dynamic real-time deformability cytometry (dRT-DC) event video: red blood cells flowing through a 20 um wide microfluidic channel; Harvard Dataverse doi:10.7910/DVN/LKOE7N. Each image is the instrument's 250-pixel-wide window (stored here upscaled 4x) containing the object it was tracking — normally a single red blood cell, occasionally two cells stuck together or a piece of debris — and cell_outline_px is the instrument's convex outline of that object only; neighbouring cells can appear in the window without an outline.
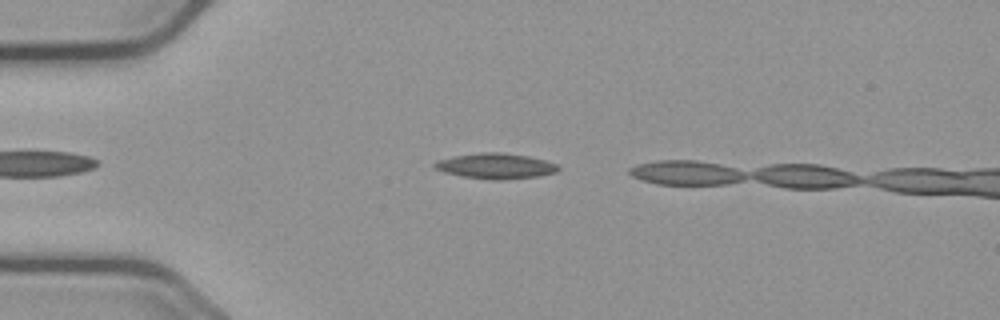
{"species": "common noctule bat (a hibernating species)", "species_latin": "Nyctalus noctula", "temperature_condition": "cold", "stored_images_in_passage": 8, "camera_frame_rate_fps": 3000, "um_per_image_px": 0.085, "animal": {"sex": "male", "body_mass_g": 23.1, "forearm_length_mm": 52.7}, "frame": {"image": 1, "passage_image": 5, "time_ms": 1.333, "image_size_px": [1000, 320], "cell_outline_px": [[560, 168], [556, 172], [536, 176], [500, 180], [492, 180], [464, 176], [444, 172], [436, 168], [432, 164], [436, 160], [452, 156], [480, 152], [504, 152], [528, 156], [544, 160], [556, 164]], "centroid_in_image_um": [42.1, 14.09], "position_along_channel_um": 42.9, "area_um2": 18.26}}